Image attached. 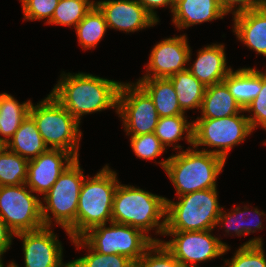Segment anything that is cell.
<instances>
[{
  "label": "cell",
  "instance_id": "d6986e66",
  "mask_svg": "<svg viewBox=\"0 0 266 267\" xmlns=\"http://www.w3.org/2000/svg\"><path fill=\"white\" fill-rule=\"evenodd\" d=\"M225 15L218 0H175L172 22L181 30Z\"/></svg>",
  "mask_w": 266,
  "mask_h": 267
},
{
  "label": "cell",
  "instance_id": "d590c367",
  "mask_svg": "<svg viewBox=\"0 0 266 267\" xmlns=\"http://www.w3.org/2000/svg\"><path fill=\"white\" fill-rule=\"evenodd\" d=\"M24 21L43 20L48 24L54 14L59 0H20Z\"/></svg>",
  "mask_w": 266,
  "mask_h": 267
},
{
  "label": "cell",
  "instance_id": "603a6c76",
  "mask_svg": "<svg viewBox=\"0 0 266 267\" xmlns=\"http://www.w3.org/2000/svg\"><path fill=\"white\" fill-rule=\"evenodd\" d=\"M223 81L242 109L261 91V71L255 68L232 70Z\"/></svg>",
  "mask_w": 266,
  "mask_h": 267
},
{
  "label": "cell",
  "instance_id": "484cf974",
  "mask_svg": "<svg viewBox=\"0 0 266 267\" xmlns=\"http://www.w3.org/2000/svg\"><path fill=\"white\" fill-rule=\"evenodd\" d=\"M243 207L244 208L241 210L240 206L238 207L236 206L228 213L226 211H223V207H222L221 213L219 214L218 219H217L216 226L223 225L221 227H225L224 228L226 229L225 232H227L228 234H231L229 233L231 231L232 233L235 232V235H237L238 237L243 236V235H249L250 233L256 232V230L263 229L262 222L259 217L266 216V214L264 212H260L258 208L253 209V211L252 210L249 211L250 208H248L247 206H243ZM252 212L254 213L253 216L256 221L253 224L250 223L253 220L252 221L249 220V222L246 221L248 220V216H250ZM246 214L248 215L247 217H245Z\"/></svg>",
  "mask_w": 266,
  "mask_h": 267
},
{
  "label": "cell",
  "instance_id": "f1b7e54d",
  "mask_svg": "<svg viewBox=\"0 0 266 267\" xmlns=\"http://www.w3.org/2000/svg\"><path fill=\"white\" fill-rule=\"evenodd\" d=\"M77 249L88 247V253L70 261V267H135V263L120 254H101L93 250L81 237L71 240Z\"/></svg>",
  "mask_w": 266,
  "mask_h": 267
},
{
  "label": "cell",
  "instance_id": "277c9868",
  "mask_svg": "<svg viewBox=\"0 0 266 267\" xmlns=\"http://www.w3.org/2000/svg\"><path fill=\"white\" fill-rule=\"evenodd\" d=\"M118 184L117 173L108 165L95 176L84 178L77 208L76 238L91 228L112 222L113 197Z\"/></svg>",
  "mask_w": 266,
  "mask_h": 267
},
{
  "label": "cell",
  "instance_id": "74e56055",
  "mask_svg": "<svg viewBox=\"0 0 266 267\" xmlns=\"http://www.w3.org/2000/svg\"><path fill=\"white\" fill-rule=\"evenodd\" d=\"M146 11L159 22L158 15L154 11L156 8L160 7H168L171 9V13L173 12L175 0H136Z\"/></svg>",
  "mask_w": 266,
  "mask_h": 267
},
{
  "label": "cell",
  "instance_id": "44dd1931",
  "mask_svg": "<svg viewBox=\"0 0 266 267\" xmlns=\"http://www.w3.org/2000/svg\"><path fill=\"white\" fill-rule=\"evenodd\" d=\"M200 110L202 116L197 118L216 119L245 112L224 81L206 87Z\"/></svg>",
  "mask_w": 266,
  "mask_h": 267
},
{
  "label": "cell",
  "instance_id": "1f68e13d",
  "mask_svg": "<svg viewBox=\"0 0 266 267\" xmlns=\"http://www.w3.org/2000/svg\"><path fill=\"white\" fill-rule=\"evenodd\" d=\"M224 264L228 267H266L262 238L255 237L245 242L234 253V257L225 260Z\"/></svg>",
  "mask_w": 266,
  "mask_h": 267
},
{
  "label": "cell",
  "instance_id": "9a60e30c",
  "mask_svg": "<svg viewBox=\"0 0 266 267\" xmlns=\"http://www.w3.org/2000/svg\"><path fill=\"white\" fill-rule=\"evenodd\" d=\"M75 159L67 151L48 149L38 157L29 160L25 184L33 192L44 196Z\"/></svg>",
  "mask_w": 266,
  "mask_h": 267
},
{
  "label": "cell",
  "instance_id": "f546056e",
  "mask_svg": "<svg viewBox=\"0 0 266 267\" xmlns=\"http://www.w3.org/2000/svg\"><path fill=\"white\" fill-rule=\"evenodd\" d=\"M29 161L5 148L0 153V186L26 182Z\"/></svg>",
  "mask_w": 266,
  "mask_h": 267
},
{
  "label": "cell",
  "instance_id": "4316f807",
  "mask_svg": "<svg viewBox=\"0 0 266 267\" xmlns=\"http://www.w3.org/2000/svg\"><path fill=\"white\" fill-rule=\"evenodd\" d=\"M154 133L166 149L183 140L184 133V139L193 145V121L188 122L185 115L159 117Z\"/></svg>",
  "mask_w": 266,
  "mask_h": 267
},
{
  "label": "cell",
  "instance_id": "ab89813d",
  "mask_svg": "<svg viewBox=\"0 0 266 267\" xmlns=\"http://www.w3.org/2000/svg\"><path fill=\"white\" fill-rule=\"evenodd\" d=\"M6 148V143L0 138V153Z\"/></svg>",
  "mask_w": 266,
  "mask_h": 267
},
{
  "label": "cell",
  "instance_id": "4dcf8cb0",
  "mask_svg": "<svg viewBox=\"0 0 266 267\" xmlns=\"http://www.w3.org/2000/svg\"><path fill=\"white\" fill-rule=\"evenodd\" d=\"M95 3L93 0H59L48 24L74 26L75 28Z\"/></svg>",
  "mask_w": 266,
  "mask_h": 267
},
{
  "label": "cell",
  "instance_id": "52a82bcc",
  "mask_svg": "<svg viewBox=\"0 0 266 267\" xmlns=\"http://www.w3.org/2000/svg\"><path fill=\"white\" fill-rule=\"evenodd\" d=\"M29 115L49 149H61L79 158L80 123L51 94L35 106L31 103Z\"/></svg>",
  "mask_w": 266,
  "mask_h": 267
},
{
  "label": "cell",
  "instance_id": "b9f144b4",
  "mask_svg": "<svg viewBox=\"0 0 266 267\" xmlns=\"http://www.w3.org/2000/svg\"><path fill=\"white\" fill-rule=\"evenodd\" d=\"M261 4V8H266V0H259Z\"/></svg>",
  "mask_w": 266,
  "mask_h": 267
},
{
  "label": "cell",
  "instance_id": "d4e9b609",
  "mask_svg": "<svg viewBox=\"0 0 266 267\" xmlns=\"http://www.w3.org/2000/svg\"><path fill=\"white\" fill-rule=\"evenodd\" d=\"M176 91L178 103L186 112L190 109H201L206 86L201 83L188 69L169 77Z\"/></svg>",
  "mask_w": 266,
  "mask_h": 267
},
{
  "label": "cell",
  "instance_id": "8992f818",
  "mask_svg": "<svg viewBox=\"0 0 266 267\" xmlns=\"http://www.w3.org/2000/svg\"><path fill=\"white\" fill-rule=\"evenodd\" d=\"M178 200L166 198L165 232L214 230L222 210L217 188L184 194Z\"/></svg>",
  "mask_w": 266,
  "mask_h": 267
},
{
  "label": "cell",
  "instance_id": "3957f363",
  "mask_svg": "<svg viewBox=\"0 0 266 267\" xmlns=\"http://www.w3.org/2000/svg\"><path fill=\"white\" fill-rule=\"evenodd\" d=\"M120 183L113 197L112 222L132 226L146 235L156 228L155 233L164 236L166 197Z\"/></svg>",
  "mask_w": 266,
  "mask_h": 267
},
{
  "label": "cell",
  "instance_id": "5b68a950",
  "mask_svg": "<svg viewBox=\"0 0 266 267\" xmlns=\"http://www.w3.org/2000/svg\"><path fill=\"white\" fill-rule=\"evenodd\" d=\"M84 178L79 158L75 159L58 177L50 190L44 194L45 206L41 203L44 227H51V218H53L55 223L66 231L71 240L76 238L77 208Z\"/></svg>",
  "mask_w": 266,
  "mask_h": 267
},
{
  "label": "cell",
  "instance_id": "2e32d148",
  "mask_svg": "<svg viewBox=\"0 0 266 267\" xmlns=\"http://www.w3.org/2000/svg\"><path fill=\"white\" fill-rule=\"evenodd\" d=\"M95 5L104 15L108 28L130 33L158 23L136 0H103Z\"/></svg>",
  "mask_w": 266,
  "mask_h": 267
},
{
  "label": "cell",
  "instance_id": "60d3db41",
  "mask_svg": "<svg viewBox=\"0 0 266 267\" xmlns=\"http://www.w3.org/2000/svg\"><path fill=\"white\" fill-rule=\"evenodd\" d=\"M5 265L3 264L2 258H0V267H4ZM7 267H12V261L7 265Z\"/></svg>",
  "mask_w": 266,
  "mask_h": 267
},
{
  "label": "cell",
  "instance_id": "d6a6232c",
  "mask_svg": "<svg viewBox=\"0 0 266 267\" xmlns=\"http://www.w3.org/2000/svg\"><path fill=\"white\" fill-rule=\"evenodd\" d=\"M135 267H184L162 242H153Z\"/></svg>",
  "mask_w": 266,
  "mask_h": 267
},
{
  "label": "cell",
  "instance_id": "ba28073f",
  "mask_svg": "<svg viewBox=\"0 0 266 267\" xmlns=\"http://www.w3.org/2000/svg\"><path fill=\"white\" fill-rule=\"evenodd\" d=\"M253 133L246 115L236 114L223 118H197L193 120V146L213 147L216 149L201 151L210 152L227 159L231 149L245 141Z\"/></svg>",
  "mask_w": 266,
  "mask_h": 267
},
{
  "label": "cell",
  "instance_id": "5bb4252c",
  "mask_svg": "<svg viewBox=\"0 0 266 267\" xmlns=\"http://www.w3.org/2000/svg\"><path fill=\"white\" fill-rule=\"evenodd\" d=\"M185 34L166 38L152 48L146 74L141 78H169L187 69L191 50Z\"/></svg>",
  "mask_w": 266,
  "mask_h": 267
},
{
  "label": "cell",
  "instance_id": "7402d4cb",
  "mask_svg": "<svg viewBox=\"0 0 266 267\" xmlns=\"http://www.w3.org/2000/svg\"><path fill=\"white\" fill-rule=\"evenodd\" d=\"M6 148L26 158L28 161L49 149L44 143L34 119L30 115L21 123L15 134L7 142Z\"/></svg>",
  "mask_w": 266,
  "mask_h": 267
},
{
  "label": "cell",
  "instance_id": "ac0fdd59",
  "mask_svg": "<svg viewBox=\"0 0 266 267\" xmlns=\"http://www.w3.org/2000/svg\"><path fill=\"white\" fill-rule=\"evenodd\" d=\"M233 32L249 49L266 57V8L234 15Z\"/></svg>",
  "mask_w": 266,
  "mask_h": 267
},
{
  "label": "cell",
  "instance_id": "30bf717a",
  "mask_svg": "<svg viewBox=\"0 0 266 267\" xmlns=\"http://www.w3.org/2000/svg\"><path fill=\"white\" fill-rule=\"evenodd\" d=\"M32 193L25 183L0 186V217L14 234L44 227L42 200Z\"/></svg>",
  "mask_w": 266,
  "mask_h": 267
},
{
  "label": "cell",
  "instance_id": "4fadbf2b",
  "mask_svg": "<svg viewBox=\"0 0 266 267\" xmlns=\"http://www.w3.org/2000/svg\"><path fill=\"white\" fill-rule=\"evenodd\" d=\"M52 227L15 234L22 239L25 267H70L63 263V247ZM12 267H19L12 261Z\"/></svg>",
  "mask_w": 266,
  "mask_h": 267
},
{
  "label": "cell",
  "instance_id": "836d02e7",
  "mask_svg": "<svg viewBox=\"0 0 266 267\" xmlns=\"http://www.w3.org/2000/svg\"><path fill=\"white\" fill-rule=\"evenodd\" d=\"M131 147L135 155L140 159L153 160L161 156L166 148L161 144L155 133L136 135L130 137Z\"/></svg>",
  "mask_w": 266,
  "mask_h": 267
},
{
  "label": "cell",
  "instance_id": "e0dca14e",
  "mask_svg": "<svg viewBox=\"0 0 266 267\" xmlns=\"http://www.w3.org/2000/svg\"><path fill=\"white\" fill-rule=\"evenodd\" d=\"M225 46L207 45L198 51L196 60L187 69L206 87L222 82L233 70L227 67Z\"/></svg>",
  "mask_w": 266,
  "mask_h": 267
},
{
  "label": "cell",
  "instance_id": "8d00e7d4",
  "mask_svg": "<svg viewBox=\"0 0 266 267\" xmlns=\"http://www.w3.org/2000/svg\"><path fill=\"white\" fill-rule=\"evenodd\" d=\"M218 2L226 14L232 12L233 16L261 8L259 0H218Z\"/></svg>",
  "mask_w": 266,
  "mask_h": 267
},
{
  "label": "cell",
  "instance_id": "e575fe53",
  "mask_svg": "<svg viewBox=\"0 0 266 267\" xmlns=\"http://www.w3.org/2000/svg\"><path fill=\"white\" fill-rule=\"evenodd\" d=\"M251 113L247 116L252 129L256 130L258 126L266 130V70L261 72V91L244 109Z\"/></svg>",
  "mask_w": 266,
  "mask_h": 267
},
{
  "label": "cell",
  "instance_id": "9c48e42d",
  "mask_svg": "<svg viewBox=\"0 0 266 267\" xmlns=\"http://www.w3.org/2000/svg\"><path fill=\"white\" fill-rule=\"evenodd\" d=\"M81 238L101 254H120L135 264L153 242L162 241L144 234L137 228L115 222H109V227L103 224L91 228Z\"/></svg>",
  "mask_w": 266,
  "mask_h": 267
},
{
  "label": "cell",
  "instance_id": "f35d334b",
  "mask_svg": "<svg viewBox=\"0 0 266 267\" xmlns=\"http://www.w3.org/2000/svg\"><path fill=\"white\" fill-rule=\"evenodd\" d=\"M15 235L0 217V258L9 250L12 244V237Z\"/></svg>",
  "mask_w": 266,
  "mask_h": 267
},
{
  "label": "cell",
  "instance_id": "cb8c5ba5",
  "mask_svg": "<svg viewBox=\"0 0 266 267\" xmlns=\"http://www.w3.org/2000/svg\"><path fill=\"white\" fill-rule=\"evenodd\" d=\"M31 100L22 104L8 93L0 94V137L6 144L30 114Z\"/></svg>",
  "mask_w": 266,
  "mask_h": 267
},
{
  "label": "cell",
  "instance_id": "ffe728a7",
  "mask_svg": "<svg viewBox=\"0 0 266 267\" xmlns=\"http://www.w3.org/2000/svg\"><path fill=\"white\" fill-rule=\"evenodd\" d=\"M136 83L150 96L159 117L185 115L169 78H139Z\"/></svg>",
  "mask_w": 266,
  "mask_h": 267
},
{
  "label": "cell",
  "instance_id": "7a4b0ae2",
  "mask_svg": "<svg viewBox=\"0 0 266 267\" xmlns=\"http://www.w3.org/2000/svg\"><path fill=\"white\" fill-rule=\"evenodd\" d=\"M226 160L221 156L198 149L187 148L158 164L165 170L177 196L199 190L217 188L216 180Z\"/></svg>",
  "mask_w": 266,
  "mask_h": 267
},
{
  "label": "cell",
  "instance_id": "83f0119b",
  "mask_svg": "<svg viewBox=\"0 0 266 267\" xmlns=\"http://www.w3.org/2000/svg\"><path fill=\"white\" fill-rule=\"evenodd\" d=\"M107 29L104 15L96 5L75 27L78 42L83 50L95 48L104 37Z\"/></svg>",
  "mask_w": 266,
  "mask_h": 267
},
{
  "label": "cell",
  "instance_id": "7c38bea8",
  "mask_svg": "<svg viewBox=\"0 0 266 267\" xmlns=\"http://www.w3.org/2000/svg\"><path fill=\"white\" fill-rule=\"evenodd\" d=\"M212 231L164 232V236L173 239L161 242L184 267H198V262L223 256L230 250L226 243L211 234Z\"/></svg>",
  "mask_w": 266,
  "mask_h": 267
},
{
  "label": "cell",
  "instance_id": "8fae6325",
  "mask_svg": "<svg viewBox=\"0 0 266 267\" xmlns=\"http://www.w3.org/2000/svg\"><path fill=\"white\" fill-rule=\"evenodd\" d=\"M117 114L127 136L153 133L159 119L152 99L137 83L121 82Z\"/></svg>",
  "mask_w": 266,
  "mask_h": 267
},
{
  "label": "cell",
  "instance_id": "6da1fadb",
  "mask_svg": "<svg viewBox=\"0 0 266 267\" xmlns=\"http://www.w3.org/2000/svg\"><path fill=\"white\" fill-rule=\"evenodd\" d=\"M50 93L79 123L81 117L118 106L121 82L89 73H61Z\"/></svg>",
  "mask_w": 266,
  "mask_h": 267
}]
</instances>
